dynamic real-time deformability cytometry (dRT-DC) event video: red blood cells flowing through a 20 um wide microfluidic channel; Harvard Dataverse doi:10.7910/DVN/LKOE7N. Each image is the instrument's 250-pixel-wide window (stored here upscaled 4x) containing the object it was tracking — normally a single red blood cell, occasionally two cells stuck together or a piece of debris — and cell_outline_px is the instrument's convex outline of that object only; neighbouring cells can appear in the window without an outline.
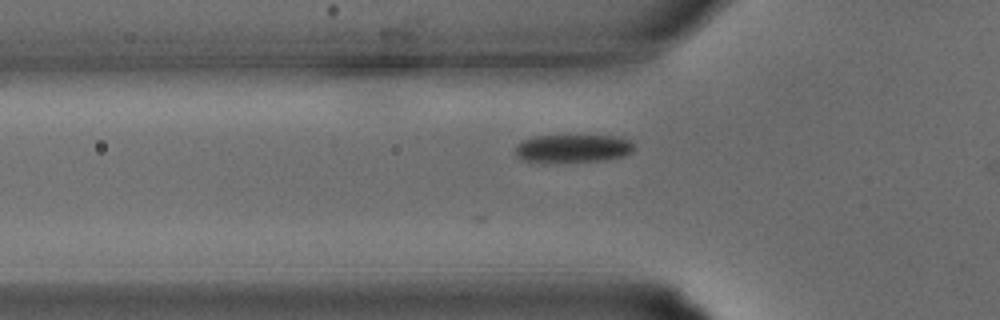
{"species": "common noctule bat (a hibernating species)", "species_latin": "Nyctalus noctula", "temperature_condition": "warm", "stored_images_in_passage": 21, "camera_frame_rate_fps": 3000, "um_per_image_px": 0.085, "animal": {"sex": "male", "body_mass_g": 15.6}, "frame": {"image": 1, "passage_image": 2, "time_ms": 0.333, "image_size_px": [1000, 320], "cell_outline_px": [[632, 152], [624, 156], [604, 160], [520, 160], [516, 156], [516, 144], [520, 140], [532, 136], [620, 136], [628, 140], [632, 144]], "centroid_in_image_um": [48.68, 12.58], "position_along_channel_um": 77.1, "area_um2": 18.79}}
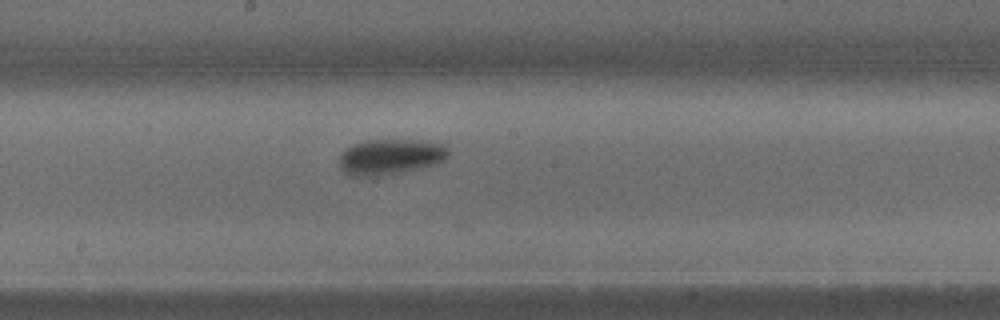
{"frame": {"image": 2, "passage_image": 9, "time_ms": 2.667, "image_size_px": [1000, 320], "cell_outline_px": [[448, 156], [444, 160], [436, 164], [424, 168], [376, 176], [348, 176], [340, 168], [340, 152], [344, 148], [352, 144], [368, 140], [412, 140], [448, 144]], "centroid_in_image_um": [33.17, 13.33], "position_along_channel_um": 215.0, "area_um2": 22.89}}
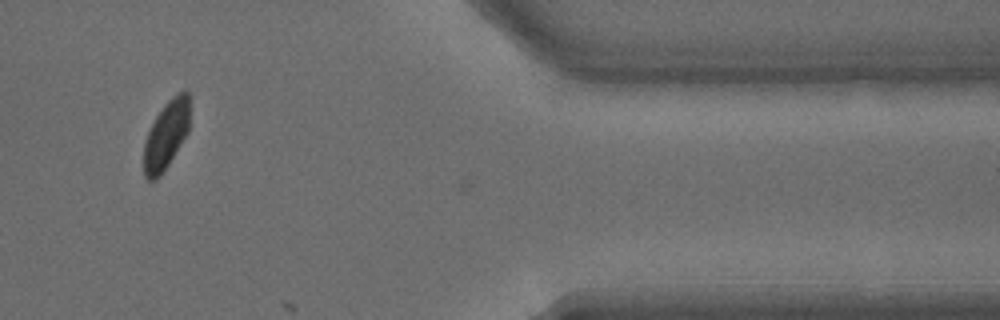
{"frame": {"image": 3, "passage_image": 20, "time_ms": 6.333, "image_size_px": [1000, 320], "cell_outline_px": [[188, 132], [168, 164], [160, 176], [156, 180], [148, 180], [144, 176], [144, 144], [148, 132], [156, 116], [164, 104], [172, 96], [180, 92], [188, 92]], "centroid_in_image_um": [14.1, 11.5], "position_along_channel_um": 397.3, "area_um2": 17.86}}